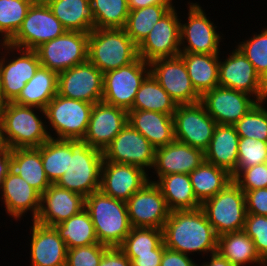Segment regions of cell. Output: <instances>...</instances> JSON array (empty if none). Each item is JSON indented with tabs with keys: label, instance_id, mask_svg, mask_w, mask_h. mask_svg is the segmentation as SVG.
I'll use <instances>...</instances> for the list:
<instances>
[{
	"label": "cell",
	"instance_id": "6da1fadb",
	"mask_svg": "<svg viewBox=\"0 0 267 266\" xmlns=\"http://www.w3.org/2000/svg\"><path fill=\"white\" fill-rule=\"evenodd\" d=\"M162 231L163 243L170 250L189 256L197 252L204 259L217 252L218 235L201 208L170 211Z\"/></svg>",
	"mask_w": 267,
	"mask_h": 266
},
{
	"label": "cell",
	"instance_id": "7a4b0ae2",
	"mask_svg": "<svg viewBox=\"0 0 267 266\" xmlns=\"http://www.w3.org/2000/svg\"><path fill=\"white\" fill-rule=\"evenodd\" d=\"M44 119V109L7 102L0 116L2 146L10 150L40 147L50 139Z\"/></svg>",
	"mask_w": 267,
	"mask_h": 266
},
{
	"label": "cell",
	"instance_id": "3957f363",
	"mask_svg": "<svg viewBox=\"0 0 267 266\" xmlns=\"http://www.w3.org/2000/svg\"><path fill=\"white\" fill-rule=\"evenodd\" d=\"M103 151L83 138L69 139V164L57 186L87 197L100 189Z\"/></svg>",
	"mask_w": 267,
	"mask_h": 266
},
{
	"label": "cell",
	"instance_id": "277c9868",
	"mask_svg": "<svg viewBox=\"0 0 267 266\" xmlns=\"http://www.w3.org/2000/svg\"><path fill=\"white\" fill-rule=\"evenodd\" d=\"M85 209L90 214L98 242L107 247H120L132 228L126 202L99 189L85 198Z\"/></svg>",
	"mask_w": 267,
	"mask_h": 266
},
{
	"label": "cell",
	"instance_id": "5b68a950",
	"mask_svg": "<svg viewBox=\"0 0 267 266\" xmlns=\"http://www.w3.org/2000/svg\"><path fill=\"white\" fill-rule=\"evenodd\" d=\"M139 58L138 46L123 28L93 29L88 37V60L103 74Z\"/></svg>",
	"mask_w": 267,
	"mask_h": 266
},
{
	"label": "cell",
	"instance_id": "8992f818",
	"mask_svg": "<svg viewBox=\"0 0 267 266\" xmlns=\"http://www.w3.org/2000/svg\"><path fill=\"white\" fill-rule=\"evenodd\" d=\"M93 105L57 94L44 109L50 138H84Z\"/></svg>",
	"mask_w": 267,
	"mask_h": 266
},
{
	"label": "cell",
	"instance_id": "52a82bcc",
	"mask_svg": "<svg viewBox=\"0 0 267 266\" xmlns=\"http://www.w3.org/2000/svg\"><path fill=\"white\" fill-rule=\"evenodd\" d=\"M201 209L218 236L244 229L247 214L245 192L233 180L204 201Z\"/></svg>",
	"mask_w": 267,
	"mask_h": 266
},
{
	"label": "cell",
	"instance_id": "ba28073f",
	"mask_svg": "<svg viewBox=\"0 0 267 266\" xmlns=\"http://www.w3.org/2000/svg\"><path fill=\"white\" fill-rule=\"evenodd\" d=\"M4 49V50H3ZM0 86L3 98L13 102L41 66L35 50L0 44Z\"/></svg>",
	"mask_w": 267,
	"mask_h": 266
},
{
	"label": "cell",
	"instance_id": "9c48e42d",
	"mask_svg": "<svg viewBox=\"0 0 267 266\" xmlns=\"http://www.w3.org/2000/svg\"><path fill=\"white\" fill-rule=\"evenodd\" d=\"M187 3V21L180 19V53L221 54L224 34L217 32V26L197 1Z\"/></svg>",
	"mask_w": 267,
	"mask_h": 266
},
{
	"label": "cell",
	"instance_id": "30bf717a",
	"mask_svg": "<svg viewBox=\"0 0 267 266\" xmlns=\"http://www.w3.org/2000/svg\"><path fill=\"white\" fill-rule=\"evenodd\" d=\"M149 74V63L140 57L127 66L105 72L102 101L128 112L133 106L137 91Z\"/></svg>",
	"mask_w": 267,
	"mask_h": 266
},
{
	"label": "cell",
	"instance_id": "8fae6325",
	"mask_svg": "<svg viewBox=\"0 0 267 266\" xmlns=\"http://www.w3.org/2000/svg\"><path fill=\"white\" fill-rule=\"evenodd\" d=\"M89 33L66 31L35 49L40 64L56 73L88 60Z\"/></svg>",
	"mask_w": 267,
	"mask_h": 266
},
{
	"label": "cell",
	"instance_id": "7c38bea8",
	"mask_svg": "<svg viewBox=\"0 0 267 266\" xmlns=\"http://www.w3.org/2000/svg\"><path fill=\"white\" fill-rule=\"evenodd\" d=\"M66 31L47 3H36L32 4L21 27L8 44L21 49L35 50Z\"/></svg>",
	"mask_w": 267,
	"mask_h": 266
},
{
	"label": "cell",
	"instance_id": "4fadbf2b",
	"mask_svg": "<svg viewBox=\"0 0 267 266\" xmlns=\"http://www.w3.org/2000/svg\"><path fill=\"white\" fill-rule=\"evenodd\" d=\"M229 52L225 59L224 55L221 58L219 54V86L245 92L258 102L267 100L264 81L256 73L252 63L237 46Z\"/></svg>",
	"mask_w": 267,
	"mask_h": 266
},
{
	"label": "cell",
	"instance_id": "5bb4252c",
	"mask_svg": "<svg viewBox=\"0 0 267 266\" xmlns=\"http://www.w3.org/2000/svg\"><path fill=\"white\" fill-rule=\"evenodd\" d=\"M173 121L176 141L203 152L207 150L217 123L200 102L177 105Z\"/></svg>",
	"mask_w": 267,
	"mask_h": 266
},
{
	"label": "cell",
	"instance_id": "9a60e30c",
	"mask_svg": "<svg viewBox=\"0 0 267 266\" xmlns=\"http://www.w3.org/2000/svg\"><path fill=\"white\" fill-rule=\"evenodd\" d=\"M156 148L129 123L103 150L105 161L123 163L152 172Z\"/></svg>",
	"mask_w": 267,
	"mask_h": 266
},
{
	"label": "cell",
	"instance_id": "2e32d148",
	"mask_svg": "<svg viewBox=\"0 0 267 266\" xmlns=\"http://www.w3.org/2000/svg\"><path fill=\"white\" fill-rule=\"evenodd\" d=\"M178 13L173 6L138 45L139 57L145 62L179 56L181 15L179 16Z\"/></svg>",
	"mask_w": 267,
	"mask_h": 266
},
{
	"label": "cell",
	"instance_id": "e0dca14e",
	"mask_svg": "<svg viewBox=\"0 0 267 266\" xmlns=\"http://www.w3.org/2000/svg\"><path fill=\"white\" fill-rule=\"evenodd\" d=\"M104 74L89 60L58 73V95L98 103L103 99Z\"/></svg>",
	"mask_w": 267,
	"mask_h": 266
},
{
	"label": "cell",
	"instance_id": "ac0fdd59",
	"mask_svg": "<svg viewBox=\"0 0 267 266\" xmlns=\"http://www.w3.org/2000/svg\"><path fill=\"white\" fill-rule=\"evenodd\" d=\"M150 73L177 105L195 104L201 96L192 85L185 63L180 56L159 58L149 63Z\"/></svg>",
	"mask_w": 267,
	"mask_h": 266
},
{
	"label": "cell",
	"instance_id": "d6986e66",
	"mask_svg": "<svg viewBox=\"0 0 267 266\" xmlns=\"http://www.w3.org/2000/svg\"><path fill=\"white\" fill-rule=\"evenodd\" d=\"M131 227L162 229L170 210L159 187L148 181L126 202Z\"/></svg>",
	"mask_w": 267,
	"mask_h": 266
},
{
	"label": "cell",
	"instance_id": "ffe728a7",
	"mask_svg": "<svg viewBox=\"0 0 267 266\" xmlns=\"http://www.w3.org/2000/svg\"><path fill=\"white\" fill-rule=\"evenodd\" d=\"M258 101L251 95L218 86L201 96L200 103L217 124L234 125Z\"/></svg>",
	"mask_w": 267,
	"mask_h": 266
},
{
	"label": "cell",
	"instance_id": "44dd1931",
	"mask_svg": "<svg viewBox=\"0 0 267 266\" xmlns=\"http://www.w3.org/2000/svg\"><path fill=\"white\" fill-rule=\"evenodd\" d=\"M149 174L137 166L104 160L100 190L112 198L127 202L149 181Z\"/></svg>",
	"mask_w": 267,
	"mask_h": 266
},
{
	"label": "cell",
	"instance_id": "7402d4cb",
	"mask_svg": "<svg viewBox=\"0 0 267 266\" xmlns=\"http://www.w3.org/2000/svg\"><path fill=\"white\" fill-rule=\"evenodd\" d=\"M0 196L6 214L15 222L21 221L29 212L31 221L38 216L41 195L14 171L10 170L3 179Z\"/></svg>",
	"mask_w": 267,
	"mask_h": 266
},
{
	"label": "cell",
	"instance_id": "603a6c76",
	"mask_svg": "<svg viewBox=\"0 0 267 266\" xmlns=\"http://www.w3.org/2000/svg\"><path fill=\"white\" fill-rule=\"evenodd\" d=\"M128 123V112L103 101L95 103L84 138L103 151Z\"/></svg>",
	"mask_w": 267,
	"mask_h": 266
},
{
	"label": "cell",
	"instance_id": "cb8c5ba5",
	"mask_svg": "<svg viewBox=\"0 0 267 266\" xmlns=\"http://www.w3.org/2000/svg\"><path fill=\"white\" fill-rule=\"evenodd\" d=\"M204 160L205 155L202 150L174 140L166 146L156 148L152 168L156 176L153 179L151 175L149 181L155 182L156 178L175 173L190 174Z\"/></svg>",
	"mask_w": 267,
	"mask_h": 266
},
{
	"label": "cell",
	"instance_id": "d4e9b609",
	"mask_svg": "<svg viewBox=\"0 0 267 266\" xmlns=\"http://www.w3.org/2000/svg\"><path fill=\"white\" fill-rule=\"evenodd\" d=\"M84 208L85 197L51 184L41 195L40 210L34 221L53 227L78 214Z\"/></svg>",
	"mask_w": 267,
	"mask_h": 266
},
{
	"label": "cell",
	"instance_id": "484cf974",
	"mask_svg": "<svg viewBox=\"0 0 267 266\" xmlns=\"http://www.w3.org/2000/svg\"><path fill=\"white\" fill-rule=\"evenodd\" d=\"M30 266H66L67 248L54 227L32 221Z\"/></svg>",
	"mask_w": 267,
	"mask_h": 266
},
{
	"label": "cell",
	"instance_id": "4316f807",
	"mask_svg": "<svg viewBox=\"0 0 267 266\" xmlns=\"http://www.w3.org/2000/svg\"><path fill=\"white\" fill-rule=\"evenodd\" d=\"M128 123L140 132L155 148L175 140L173 116L146 110H129Z\"/></svg>",
	"mask_w": 267,
	"mask_h": 266
},
{
	"label": "cell",
	"instance_id": "83f0119b",
	"mask_svg": "<svg viewBox=\"0 0 267 266\" xmlns=\"http://www.w3.org/2000/svg\"><path fill=\"white\" fill-rule=\"evenodd\" d=\"M239 139L234 125L217 124L209 147L204 152L205 161L233 176L238 162Z\"/></svg>",
	"mask_w": 267,
	"mask_h": 266
},
{
	"label": "cell",
	"instance_id": "f1b7e54d",
	"mask_svg": "<svg viewBox=\"0 0 267 266\" xmlns=\"http://www.w3.org/2000/svg\"><path fill=\"white\" fill-rule=\"evenodd\" d=\"M57 93L58 73L40 66L13 102L22 106L45 109Z\"/></svg>",
	"mask_w": 267,
	"mask_h": 266
},
{
	"label": "cell",
	"instance_id": "f546056e",
	"mask_svg": "<svg viewBox=\"0 0 267 266\" xmlns=\"http://www.w3.org/2000/svg\"><path fill=\"white\" fill-rule=\"evenodd\" d=\"M154 183L161 190L170 211L201 208V203L193 192L189 174L175 173L161 176Z\"/></svg>",
	"mask_w": 267,
	"mask_h": 266
},
{
	"label": "cell",
	"instance_id": "4dcf8cb0",
	"mask_svg": "<svg viewBox=\"0 0 267 266\" xmlns=\"http://www.w3.org/2000/svg\"><path fill=\"white\" fill-rule=\"evenodd\" d=\"M217 252L234 266H267L258 255L254 242L243 230L218 236Z\"/></svg>",
	"mask_w": 267,
	"mask_h": 266
},
{
	"label": "cell",
	"instance_id": "1f68e13d",
	"mask_svg": "<svg viewBox=\"0 0 267 266\" xmlns=\"http://www.w3.org/2000/svg\"><path fill=\"white\" fill-rule=\"evenodd\" d=\"M47 5L67 31L89 33L94 29L90 0H48Z\"/></svg>",
	"mask_w": 267,
	"mask_h": 266
},
{
	"label": "cell",
	"instance_id": "d6a6232c",
	"mask_svg": "<svg viewBox=\"0 0 267 266\" xmlns=\"http://www.w3.org/2000/svg\"><path fill=\"white\" fill-rule=\"evenodd\" d=\"M179 56L200 96L219 86V54L180 53Z\"/></svg>",
	"mask_w": 267,
	"mask_h": 266
},
{
	"label": "cell",
	"instance_id": "836d02e7",
	"mask_svg": "<svg viewBox=\"0 0 267 266\" xmlns=\"http://www.w3.org/2000/svg\"><path fill=\"white\" fill-rule=\"evenodd\" d=\"M11 170L40 195L51 185L42 165L40 147L11 149Z\"/></svg>",
	"mask_w": 267,
	"mask_h": 266
},
{
	"label": "cell",
	"instance_id": "e575fe53",
	"mask_svg": "<svg viewBox=\"0 0 267 266\" xmlns=\"http://www.w3.org/2000/svg\"><path fill=\"white\" fill-rule=\"evenodd\" d=\"M193 192L202 204L220 192L233 179L225 169L217 167L205 160L189 174Z\"/></svg>",
	"mask_w": 267,
	"mask_h": 266
},
{
	"label": "cell",
	"instance_id": "d590c367",
	"mask_svg": "<svg viewBox=\"0 0 267 266\" xmlns=\"http://www.w3.org/2000/svg\"><path fill=\"white\" fill-rule=\"evenodd\" d=\"M53 227L67 249L99 243L90 214L85 208Z\"/></svg>",
	"mask_w": 267,
	"mask_h": 266
},
{
	"label": "cell",
	"instance_id": "8d00e7d4",
	"mask_svg": "<svg viewBox=\"0 0 267 266\" xmlns=\"http://www.w3.org/2000/svg\"><path fill=\"white\" fill-rule=\"evenodd\" d=\"M177 104L150 73L142 82L131 110L155 111L174 114Z\"/></svg>",
	"mask_w": 267,
	"mask_h": 266
},
{
	"label": "cell",
	"instance_id": "74e56055",
	"mask_svg": "<svg viewBox=\"0 0 267 266\" xmlns=\"http://www.w3.org/2000/svg\"><path fill=\"white\" fill-rule=\"evenodd\" d=\"M175 5H152L129 10L124 30L138 46L150 33L153 26Z\"/></svg>",
	"mask_w": 267,
	"mask_h": 266
},
{
	"label": "cell",
	"instance_id": "f35d334b",
	"mask_svg": "<svg viewBox=\"0 0 267 266\" xmlns=\"http://www.w3.org/2000/svg\"><path fill=\"white\" fill-rule=\"evenodd\" d=\"M46 177L55 184L65 174L69 164V139L50 138L40 146Z\"/></svg>",
	"mask_w": 267,
	"mask_h": 266
},
{
	"label": "cell",
	"instance_id": "ab89813d",
	"mask_svg": "<svg viewBox=\"0 0 267 266\" xmlns=\"http://www.w3.org/2000/svg\"><path fill=\"white\" fill-rule=\"evenodd\" d=\"M94 28H124L129 15L127 0H90Z\"/></svg>",
	"mask_w": 267,
	"mask_h": 266
},
{
	"label": "cell",
	"instance_id": "60d3db41",
	"mask_svg": "<svg viewBox=\"0 0 267 266\" xmlns=\"http://www.w3.org/2000/svg\"><path fill=\"white\" fill-rule=\"evenodd\" d=\"M32 4L29 0H0V44L14 37Z\"/></svg>",
	"mask_w": 267,
	"mask_h": 266
},
{
	"label": "cell",
	"instance_id": "b9f144b4",
	"mask_svg": "<svg viewBox=\"0 0 267 266\" xmlns=\"http://www.w3.org/2000/svg\"><path fill=\"white\" fill-rule=\"evenodd\" d=\"M267 100L257 102L238 122L234 124L239 137L253 138L267 142Z\"/></svg>",
	"mask_w": 267,
	"mask_h": 266
},
{
	"label": "cell",
	"instance_id": "7bdbcfd3",
	"mask_svg": "<svg viewBox=\"0 0 267 266\" xmlns=\"http://www.w3.org/2000/svg\"><path fill=\"white\" fill-rule=\"evenodd\" d=\"M163 242V231L159 228L132 227L119 247L125 254L151 253Z\"/></svg>",
	"mask_w": 267,
	"mask_h": 266
},
{
	"label": "cell",
	"instance_id": "ee69618b",
	"mask_svg": "<svg viewBox=\"0 0 267 266\" xmlns=\"http://www.w3.org/2000/svg\"><path fill=\"white\" fill-rule=\"evenodd\" d=\"M252 63L256 73L263 81L267 79V26L258 34L254 32L248 39L236 45Z\"/></svg>",
	"mask_w": 267,
	"mask_h": 266
},
{
	"label": "cell",
	"instance_id": "f6af8a7d",
	"mask_svg": "<svg viewBox=\"0 0 267 266\" xmlns=\"http://www.w3.org/2000/svg\"><path fill=\"white\" fill-rule=\"evenodd\" d=\"M267 162V142L240 137L236 171H243L254 165Z\"/></svg>",
	"mask_w": 267,
	"mask_h": 266
},
{
	"label": "cell",
	"instance_id": "bcb514c9",
	"mask_svg": "<svg viewBox=\"0 0 267 266\" xmlns=\"http://www.w3.org/2000/svg\"><path fill=\"white\" fill-rule=\"evenodd\" d=\"M243 231L252 239L258 255L267 264V216L247 213Z\"/></svg>",
	"mask_w": 267,
	"mask_h": 266
},
{
	"label": "cell",
	"instance_id": "7dc6e473",
	"mask_svg": "<svg viewBox=\"0 0 267 266\" xmlns=\"http://www.w3.org/2000/svg\"><path fill=\"white\" fill-rule=\"evenodd\" d=\"M109 247L100 243L67 249L66 266H99Z\"/></svg>",
	"mask_w": 267,
	"mask_h": 266
},
{
	"label": "cell",
	"instance_id": "c3c4849f",
	"mask_svg": "<svg viewBox=\"0 0 267 266\" xmlns=\"http://www.w3.org/2000/svg\"><path fill=\"white\" fill-rule=\"evenodd\" d=\"M232 179L244 192L267 188V163L236 171Z\"/></svg>",
	"mask_w": 267,
	"mask_h": 266
},
{
	"label": "cell",
	"instance_id": "681fc988",
	"mask_svg": "<svg viewBox=\"0 0 267 266\" xmlns=\"http://www.w3.org/2000/svg\"><path fill=\"white\" fill-rule=\"evenodd\" d=\"M246 212L267 216V188L245 192Z\"/></svg>",
	"mask_w": 267,
	"mask_h": 266
},
{
	"label": "cell",
	"instance_id": "f907efd6",
	"mask_svg": "<svg viewBox=\"0 0 267 266\" xmlns=\"http://www.w3.org/2000/svg\"><path fill=\"white\" fill-rule=\"evenodd\" d=\"M165 248L162 242L156 249L152 250L151 253L125 255L131 260L132 266H160Z\"/></svg>",
	"mask_w": 267,
	"mask_h": 266
},
{
	"label": "cell",
	"instance_id": "816d5d0a",
	"mask_svg": "<svg viewBox=\"0 0 267 266\" xmlns=\"http://www.w3.org/2000/svg\"><path fill=\"white\" fill-rule=\"evenodd\" d=\"M160 266H199V264L189 255L165 248Z\"/></svg>",
	"mask_w": 267,
	"mask_h": 266
},
{
	"label": "cell",
	"instance_id": "f5cc1de1",
	"mask_svg": "<svg viewBox=\"0 0 267 266\" xmlns=\"http://www.w3.org/2000/svg\"><path fill=\"white\" fill-rule=\"evenodd\" d=\"M99 266H132V264L119 247H109L103 253Z\"/></svg>",
	"mask_w": 267,
	"mask_h": 266
},
{
	"label": "cell",
	"instance_id": "db71d44e",
	"mask_svg": "<svg viewBox=\"0 0 267 266\" xmlns=\"http://www.w3.org/2000/svg\"><path fill=\"white\" fill-rule=\"evenodd\" d=\"M11 170V150L5 147L0 148V191L3 185V179Z\"/></svg>",
	"mask_w": 267,
	"mask_h": 266
},
{
	"label": "cell",
	"instance_id": "11a10c76",
	"mask_svg": "<svg viewBox=\"0 0 267 266\" xmlns=\"http://www.w3.org/2000/svg\"><path fill=\"white\" fill-rule=\"evenodd\" d=\"M129 10H136L152 5H174L173 0H127Z\"/></svg>",
	"mask_w": 267,
	"mask_h": 266
},
{
	"label": "cell",
	"instance_id": "9f6ffc18",
	"mask_svg": "<svg viewBox=\"0 0 267 266\" xmlns=\"http://www.w3.org/2000/svg\"><path fill=\"white\" fill-rule=\"evenodd\" d=\"M207 257H209L207 258L208 261L203 260L201 264L199 263V266H234L218 252L211 253Z\"/></svg>",
	"mask_w": 267,
	"mask_h": 266
},
{
	"label": "cell",
	"instance_id": "6f0895ef",
	"mask_svg": "<svg viewBox=\"0 0 267 266\" xmlns=\"http://www.w3.org/2000/svg\"><path fill=\"white\" fill-rule=\"evenodd\" d=\"M6 104H7V101L3 98L2 90H1V86H0V116H1L3 109L5 108Z\"/></svg>",
	"mask_w": 267,
	"mask_h": 266
},
{
	"label": "cell",
	"instance_id": "680465c9",
	"mask_svg": "<svg viewBox=\"0 0 267 266\" xmlns=\"http://www.w3.org/2000/svg\"><path fill=\"white\" fill-rule=\"evenodd\" d=\"M30 2H32L33 4H36V3H47L48 0H29Z\"/></svg>",
	"mask_w": 267,
	"mask_h": 266
},
{
	"label": "cell",
	"instance_id": "91938a15",
	"mask_svg": "<svg viewBox=\"0 0 267 266\" xmlns=\"http://www.w3.org/2000/svg\"><path fill=\"white\" fill-rule=\"evenodd\" d=\"M264 84H265V88L267 90V79L264 81Z\"/></svg>",
	"mask_w": 267,
	"mask_h": 266
}]
</instances>
